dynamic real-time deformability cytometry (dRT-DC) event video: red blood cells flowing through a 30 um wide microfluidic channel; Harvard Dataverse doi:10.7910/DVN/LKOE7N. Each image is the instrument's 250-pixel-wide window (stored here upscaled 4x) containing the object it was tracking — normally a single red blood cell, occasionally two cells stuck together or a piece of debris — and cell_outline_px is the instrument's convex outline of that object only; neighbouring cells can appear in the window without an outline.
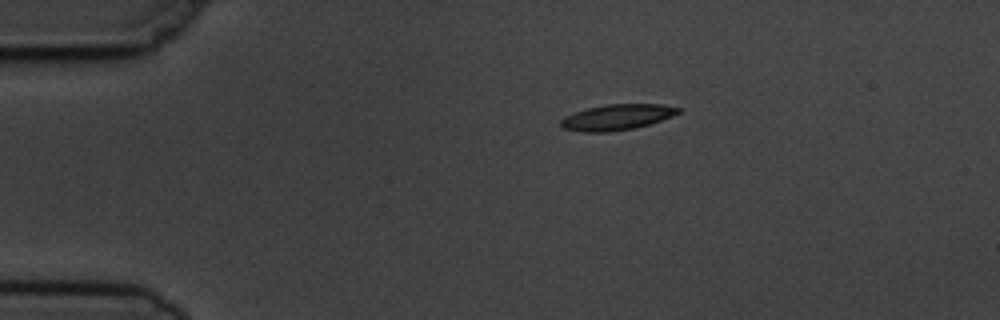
{"species": "common noctule bat (a hibernating species)", "species_latin": "Nyctalus noctula", "temperature_condition": "cold", "stored_images_in_passage": 3, "camera_frame_rate_fps": 3000, "um_per_image_px": 0.085, "animal": {"sex": "male", "body_mass_g": 19.5, "forearm_length_mm": 54.6}, "frame": {"image": 1, "passage_image": 1, "time_ms": 0.0, "image_size_px": [1000, 320], "cell_outline_px": [[680, 112], [672, 116], [648, 124], [632, 128], [608, 132], [580, 132], [564, 128], [560, 124], [560, 120], [564, 116], [588, 108], [608, 104], [660, 104], [680, 108]], "centroid_in_image_um": [52.41, 9.96], "position_along_channel_um": 32.6, "area_um2": 17.34}}
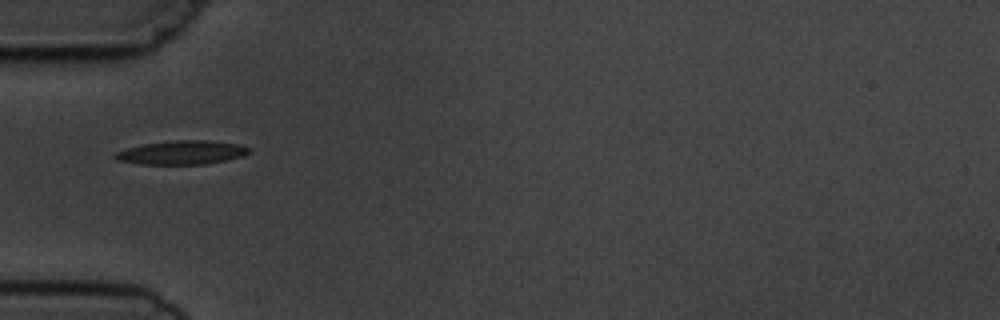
{"frame": {"image": 2, "passage_image": 3, "time_ms": 2.333, "image_size_px": [1000, 320], "cell_outline_px": [[252, 152], [244, 156], [228, 160], [208, 164], [140, 164], [116, 160], [112, 156], [116, 152], [128, 148], [144, 144], [172, 140], [208, 140], [236, 144], [252, 148]], "centroid_in_image_um": [15.5, 12.97], "position_along_channel_um": 69.5, "area_um2": 18.73}}